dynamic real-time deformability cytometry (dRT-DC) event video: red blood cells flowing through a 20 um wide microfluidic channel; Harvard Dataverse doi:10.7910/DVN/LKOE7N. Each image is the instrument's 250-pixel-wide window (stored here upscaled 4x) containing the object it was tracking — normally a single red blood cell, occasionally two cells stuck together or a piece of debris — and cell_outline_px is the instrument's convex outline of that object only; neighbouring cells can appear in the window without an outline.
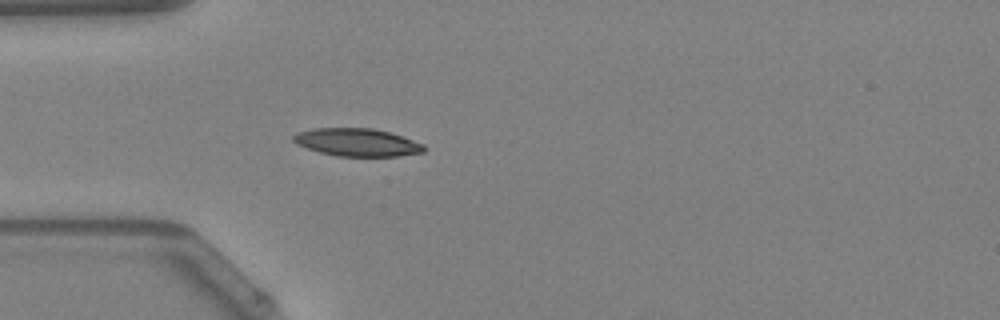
{"species": "Egyptian fruit bat (a non-hibernating species)", "species_latin": "Rousettus aegyptiacus", "temperature_condition": "warm", "stored_images_in_passage": 48, "camera_frame_rate_fps": 3000, "um_per_image_px": 0.085, "animal": {"sex": "female"}, "frame": {"image": 1, "passage_image": 14, "time_ms": 4.333, "image_size_px": [1000, 320], "cell_outline_px": [[424, 152], [400, 156], [336, 156], [320, 152], [296, 144], [292, 140], [292, 136], [296, 132], [312, 128], [372, 128], [388, 132], [424, 144]], "centroid_in_image_um": [30.31, 12.09], "position_along_channel_um": 54.7, "area_um2": 21.1}, "authors_computed_cell_mechanics": {"area_um2": 20.6635, "velocity_mm_per_s": 4.2533, "shape_relaxation_time_tau1_ms": 5.1264, "shape_relaxation_time_tau2_ms": null, "deformation_change_tau1": 0.148, "deformation_change_tau2": null}}